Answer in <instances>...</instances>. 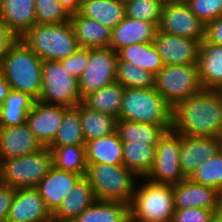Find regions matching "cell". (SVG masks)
<instances>
[{"instance_id":"cell-1","label":"cell","mask_w":222,"mask_h":222,"mask_svg":"<svg viewBox=\"0 0 222 222\" xmlns=\"http://www.w3.org/2000/svg\"><path fill=\"white\" fill-rule=\"evenodd\" d=\"M222 94L203 90L173 107L172 130L185 136L218 137Z\"/></svg>"},{"instance_id":"cell-2","label":"cell","mask_w":222,"mask_h":222,"mask_svg":"<svg viewBox=\"0 0 222 222\" xmlns=\"http://www.w3.org/2000/svg\"><path fill=\"white\" fill-rule=\"evenodd\" d=\"M43 60L19 38L6 53L0 71L12 90L38 100L42 89Z\"/></svg>"},{"instance_id":"cell-3","label":"cell","mask_w":222,"mask_h":222,"mask_svg":"<svg viewBox=\"0 0 222 222\" xmlns=\"http://www.w3.org/2000/svg\"><path fill=\"white\" fill-rule=\"evenodd\" d=\"M139 180L130 203V222H173V185Z\"/></svg>"},{"instance_id":"cell-4","label":"cell","mask_w":222,"mask_h":222,"mask_svg":"<svg viewBox=\"0 0 222 222\" xmlns=\"http://www.w3.org/2000/svg\"><path fill=\"white\" fill-rule=\"evenodd\" d=\"M21 39L43 61L67 58L80 48L70 23L35 24Z\"/></svg>"},{"instance_id":"cell-5","label":"cell","mask_w":222,"mask_h":222,"mask_svg":"<svg viewBox=\"0 0 222 222\" xmlns=\"http://www.w3.org/2000/svg\"><path fill=\"white\" fill-rule=\"evenodd\" d=\"M173 107L155 89L125 88L118 119L172 126Z\"/></svg>"},{"instance_id":"cell-6","label":"cell","mask_w":222,"mask_h":222,"mask_svg":"<svg viewBox=\"0 0 222 222\" xmlns=\"http://www.w3.org/2000/svg\"><path fill=\"white\" fill-rule=\"evenodd\" d=\"M85 177L97 200L119 201L128 205L132 201L136 181H139V177L124 165L106 163H87Z\"/></svg>"},{"instance_id":"cell-7","label":"cell","mask_w":222,"mask_h":222,"mask_svg":"<svg viewBox=\"0 0 222 222\" xmlns=\"http://www.w3.org/2000/svg\"><path fill=\"white\" fill-rule=\"evenodd\" d=\"M53 166L52 151H40L12 159H0V183L14 188L36 187Z\"/></svg>"},{"instance_id":"cell-8","label":"cell","mask_w":222,"mask_h":222,"mask_svg":"<svg viewBox=\"0 0 222 222\" xmlns=\"http://www.w3.org/2000/svg\"><path fill=\"white\" fill-rule=\"evenodd\" d=\"M155 89L172 107L203 91L198 63L164 65L155 75Z\"/></svg>"},{"instance_id":"cell-9","label":"cell","mask_w":222,"mask_h":222,"mask_svg":"<svg viewBox=\"0 0 222 222\" xmlns=\"http://www.w3.org/2000/svg\"><path fill=\"white\" fill-rule=\"evenodd\" d=\"M38 100L68 108L76 107L83 101L78 79L73 77L60 61H43L42 89Z\"/></svg>"},{"instance_id":"cell-10","label":"cell","mask_w":222,"mask_h":222,"mask_svg":"<svg viewBox=\"0 0 222 222\" xmlns=\"http://www.w3.org/2000/svg\"><path fill=\"white\" fill-rule=\"evenodd\" d=\"M181 135L170 130L157 144L148 181L165 185H176L186 177L180 167Z\"/></svg>"},{"instance_id":"cell-11","label":"cell","mask_w":222,"mask_h":222,"mask_svg":"<svg viewBox=\"0 0 222 222\" xmlns=\"http://www.w3.org/2000/svg\"><path fill=\"white\" fill-rule=\"evenodd\" d=\"M118 54L110 47L88 48V65L78 79L82 99L116 81Z\"/></svg>"},{"instance_id":"cell-12","label":"cell","mask_w":222,"mask_h":222,"mask_svg":"<svg viewBox=\"0 0 222 222\" xmlns=\"http://www.w3.org/2000/svg\"><path fill=\"white\" fill-rule=\"evenodd\" d=\"M159 30L200 43L205 39V25L191 12L187 3H164Z\"/></svg>"},{"instance_id":"cell-13","label":"cell","mask_w":222,"mask_h":222,"mask_svg":"<svg viewBox=\"0 0 222 222\" xmlns=\"http://www.w3.org/2000/svg\"><path fill=\"white\" fill-rule=\"evenodd\" d=\"M164 65H190L198 63L200 42L179 37L158 29L153 41Z\"/></svg>"},{"instance_id":"cell-14","label":"cell","mask_w":222,"mask_h":222,"mask_svg":"<svg viewBox=\"0 0 222 222\" xmlns=\"http://www.w3.org/2000/svg\"><path fill=\"white\" fill-rule=\"evenodd\" d=\"M68 107L36 100L27 114L26 123L43 147H49L58 133Z\"/></svg>"},{"instance_id":"cell-15","label":"cell","mask_w":222,"mask_h":222,"mask_svg":"<svg viewBox=\"0 0 222 222\" xmlns=\"http://www.w3.org/2000/svg\"><path fill=\"white\" fill-rule=\"evenodd\" d=\"M7 222H52V214L35 187L16 188Z\"/></svg>"},{"instance_id":"cell-16","label":"cell","mask_w":222,"mask_h":222,"mask_svg":"<svg viewBox=\"0 0 222 222\" xmlns=\"http://www.w3.org/2000/svg\"><path fill=\"white\" fill-rule=\"evenodd\" d=\"M220 145L218 137L181 135L179 158L183 175L190 178L202 162L220 151Z\"/></svg>"},{"instance_id":"cell-17","label":"cell","mask_w":222,"mask_h":222,"mask_svg":"<svg viewBox=\"0 0 222 222\" xmlns=\"http://www.w3.org/2000/svg\"><path fill=\"white\" fill-rule=\"evenodd\" d=\"M173 197L175 210L197 207L213 210L218 214L220 191L194 183L190 178L173 185Z\"/></svg>"},{"instance_id":"cell-18","label":"cell","mask_w":222,"mask_h":222,"mask_svg":"<svg viewBox=\"0 0 222 222\" xmlns=\"http://www.w3.org/2000/svg\"><path fill=\"white\" fill-rule=\"evenodd\" d=\"M81 174L59 170L52 166L48 174L36 185L46 207L53 214L61 205L63 198L82 178Z\"/></svg>"},{"instance_id":"cell-19","label":"cell","mask_w":222,"mask_h":222,"mask_svg":"<svg viewBox=\"0 0 222 222\" xmlns=\"http://www.w3.org/2000/svg\"><path fill=\"white\" fill-rule=\"evenodd\" d=\"M43 148L26 122L22 125L0 127V159L36 153Z\"/></svg>"},{"instance_id":"cell-20","label":"cell","mask_w":222,"mask_h":222,"mask_svg":"<svg viewBox=\"0 0 222 222\" xmlns=\"http://www.w3.org/2000/svg\"><path fill=\"white\" fill-rule=\"evenodd\" d=\"M159 27L152 22L125 16L111 32L110 48L118 53L124 47L138 43H152Z\"/></svg>"},{"instance_id":"cell-21","label":"cell","mask_w":222,"mask_h":222,"mask_svg":"<svg viewBox=\"0 0 222 222\" xmlns=\"http://www.w3.org/2000/svg\"><path fill=\"white\" fill-rule=\"evenodd\" d=\"M96 200L92 186L84 176L63 198L59 208L52 214V222H73Z\"/></svg>"},{"instance_id":"cell-22","label":"cell","mask_w":222,"mask_h":222,"mask_svg":"<svg viewBox=\"0 0 222 222\" xmlns=\"http://www.w3.org/2000/svg\"><path fill=\"white\" fill-rule=\"evenodd\" d=\"M198 66L204 90L220 91L222 89V46L201 42Z\"/></svg>"},{"instance_id":"cell-23","label":"cell","mask_w":222,"mask_h":222,"mask_svg":"<svg viewBox=\"0 0 222 222\" xmlns=\"http://www.w3.org/2000/svg\"><path fill=\"white\" fill-rule=\"evenodd\" d=\"M35 0H1L0 15L18 37L36 24Z\"/></svg>"},{"instance_id":"cell-24","label":"cell","mask_w":222,"mask_h":222,"mask_svg":"<svg viewBox=\"0 0 222 222\" xmlns=\"http://www.w3.org/2000/svg\"><path fill=\"white\" fill-rule=\"evenodd\" d=\"M70 23L81 48L110 47L112 29L79 12L70 16Z\"/></svg>"},{"instance_id":"cell-25","label":"cell","mask_w":222,"mask_h":222,"mask_svg":"<svg viewBox=\"0 0 222 222\" xmlns=\"http://www.w3.org/2000/svg\"><path fill=\"white\" fill-rule=\"evenodd\" d=\"M170 130H172V126H158L116 119L115 131L122 142L144 143L156 148Z\"/></svg>"},{"instance_id":"cell-26","label":"cell","mask_w":222,"mask_h":222,"mask_svg":"<svg viewBox=\"0 0 222 222\" xmlns=\"http://www.w3.org/2000/svg\"><path fill=\"white\" fill-rule=\"evenodd\" d=\"M86 162L123 165L122 141L115 132L85 142Z\"/></svg>"},{"instance_id":"cell-27","label":"cell","mask_w":222,"mask_h":222,"mask_svg":"<svg viewBox=\"0 0 222 222\" xmlns=\"http://www.w3.org/2000/svg\"><path fill=\"white\" fill-rule=\"evenodd\" d=\"M79 13L110 29L126 16L123 0H82Z\"/></svg>"},{"instance_id":"cell-28","label":"cell","mask_w":222,"mask_h":222,"mask_svg":"<svg viewBox=\"0 0 222 222\" xmlns=\"http://www.w3.org/2000/svg\"><path fill=\"white\" fill-rule=\"evenodd\" d=\"M125 88L117 81L90 92L83 103L90 109L102 112L118 119Z\"/></svg>"},{"instance_id":"cell-29","label":"cell","mask_w":222,"mask_h":222,"mask_svg":"<svg viewBox=\"0 0 222 222\" xmlns=\"http://www.w3.org/2000/svg\"><path fill=\"white\" fill-rule=\"evenodd\" d=\"M73 222H130V205L119 201L96 200Z\"/></svg>"},{"instance_id":"cell-30","label":"cell","mask_w":222,"mask_h":222,"mask_svg":"<svg viewBox=\"0 0 222 222\" xmlns=\"http://www.w3.org/2000/svg\"><path fill=\"white\" fill-rule=\"evenodd\" d=\"M35 101L26 93L11 90L0 105V127L24 124Z\"/></svg>"},{"instance_id":"cell-31","label":"cell","mask_w":222,"mask_h":222,"mask_svg":"<svg viewBox=\"0 0 222 222\" xmlns=\"http://www.w3.org/2000/svg\"><path fill=\"white\" fill-rule=\"evenodd\" d=\"M155 150L144 143L122 142L123 165L139 178H145L154 164Z\"/></svg>"},{"instance_id":"cell-32","label":"cell","mask_w":222,"mask_h":222,"mask_svg":"<svg viewBox=\"0 0 222 222\" xmlns=\"http://www.w3.org/2000/svg\"><path fill=\"white\" fill-rule=\"evenodd\" d=\"M117 54L120 60L131 62L136 67H140L153 75H156L164 66L153 42L131 44L121 49Z\"/></svg>"},{"instance_id":"cell-33","label":"cell","mask_w":222,"mask_h":222,"mask_svg":"<svg viewBox=\"0 0 222 222\" xmlns=\"http://www.w3.org/2000/svg\"><path fill=\"white\" fill-rule=\"evenodd\" d=\"M80 120L85 142L115 132V117L90 109L83 102L80 103Z\"/></svg>"},{"instance_id":"cell-34","label":"cell","mask_w":222,"mask_h":222,"mask_svg":"<svg viewBox=\"0 0 222 222\" xmlns=\"http://www.w3.org/2000/svg\"><path fill=\"white\" fill-rule=\"evenodd\" d=\"M69 145H85L80 120V104L65 111L58 133L49 147Z\"/></svg>"},{"instance_id":"cell-35","label":"cell","mask_w":222,"mask_h":222,"mask_svg":"<svg viewBox=\"0 0 222 222\" xmlns=\"http://www.w3.org/2000/svg\"><path fill=\"white\" fill-rule=\"evenodd\" d=\"M52 151L53 166L59 170L75 172L86 176L87 162L85 145L48 147Z\"/></svg>"},{"instance_id":"cell-36","label":"cell","mask_w":222,"mask_h":222,"mask_svg":"<svg viewBox=\"0 0 222 222\" xmlns=\"http://www.w3.org/2000/svg\"><path fill=\"white\" fill-rule=\"evenodd\" d=\"M116 81L124 88H155V75L119 58L116 65Z\"/></svg>"},{"instance_id":"cell-37","label":"cell","mask_w":222,"mask_h":222,"mask_svg":"<svg viewBox=\"0 0 222 222\" xmlns=\"http://www.w3.org/2000/svg\"><path fill=\"white\" fill-rule=\"evenodd\" d=\"M190 179L199 185L211 187L222 192V153L202 162Z\"/></svg>"},{"instance_id":"cell-38","label":"cell","mask_w":222,"mask_h":222,"mask_svg":"<svg viewBox=\"0 0 222 222\" xmlns=\"http://www.w3.org/2000/svg\"><path fill=\"white\" fill-rule=\"evenodd\" d=\"M163 4L162 0H134L125 3V13L131 19L152 22L159 27Z\"/></svg>"},{"instance_id":"cell-39","label":"cell","mask_w":222,"mask_h":222,"mask_svg":"<svg viewBox=\"0 0 222 222\" xmlns=\"http://www.w3.org/2000/svg\"><path fill=\"white\" fill-rule=\"evenodd\" d=\"M37 24H61L70 21V14L58 0H35Z\"/></svg>"},{"instance_id":"cell-40","label":"cell","mask_w":222,"mask_h":222,"mask_svg":"<svg viewBox=\"0 0 222 222\" xmlns=\"http://www.w3.org/2000/svg\"><path fill=\"white\" fill-rule=\"evenodd\" d=\"M186 3L205 26L222 16V0H187Z\"/></svg>"},{"instance_id":"cell-41","label":"cell","mask_w":222,"mask_h":222,"mask_svg":"<svg viewBox=\"0 0 222 222\" xmlns=\"http://www.w3.org/2000/svg\"><path fill=\"white\" fill-rule=\"evenodd\" d=\"M216 215L213 210L191 207L175 210L173 222H212Z\"/></svg>"},{"instance_id":"cell-42","label":"cell","mask_w":222,"mask_h":222,"mask_svg":"<svg viewBox=\"0 0 222 222\" xmlns=\"http://www.w3.org/2000/svg\"><path fill=\"white\" fill-rule=\"evenodd\" d=\"M60 63L73 77L79 79L88 65V48L80 47L72 55L61 59Z\"/></svg>"},{"instance_id":"cell-43","label":"cell","mask_w":222,"mask_h":222,"mask_svg":"<svg viewBox=\"0 0 222 222\" xmlns=\"http://www.w3.org/2000/svg\"><path fill=\"white\" fill-rule=\"evenodd\" d=\"M19 38L10 30L8 24L0 15V64L4 59L6 53L9 51L10 47Z\"/></svg>"},{"instance_id":"cell-44","label":"cell","mask_w":222,"mask_h":222,"mask_svg":"<svg viewBox=\"0 0 222 222\" xmlns=\"http://www.w3.org/2000/svg\"><path fill=\"white\" fill-rule=\"evenodd\" d=\"M16 188L0 183V222H7Z\"/></svg>"},{"instance_id":"cell-45","label":"cell","mask_w":222,"mask_h":222,"mask_svg":"<svg viewBox=\"0 0 222 222\" xmlns=\"http://www.w3.org/2000/svg\"><path fill=\"white\" fill-rule=\"evenodd\" d=\"M202 42H211L222 46V16L205 26V39Z\"/></svg>"},{"instance_id":"cell-46","label":"cell","mask_w":222,"mask_h":222,"mask_svg":"<svg viewBox=\"0 0 222 222\" xmlns=\"http://www.w3.org/2000/svg\"><path fill=\"white\" fill-rule=\"evenodd\" d=\"M58 1L61 3V5L66 9V11L70 15L78 13L82 4V0H58Z\"/></svg>"},{"instance_id":"cell-47","label":"cell","mask_w":222,"mask_h":222,"mask_svg":"<svg viewBox=\"0 0 222 222\" xmlns=\"http://www.w3.org/2000/svg\"><path fill=\"white\" fill-rule=\"evenodd\" d=\"M11 90V86L0 71V105L4 102L5 97L9 94Z\"/></svg>"},{"instance_id":"cell-48","label":"cell","mask_w":222,"mask_h":222,"mask_svg":"<svg viewBox=\"0 0 222 222\" xmlns=\"http://www.w3.org/2000/svg\"><path fill=\"white\" fill-rule=\"evenodd\" d=\"M218 138L222 142V101H221V115H220V130Z\"/></svg>"},{"instance_id":"cell-49","label":"cell","mask_w":222,"mask_h":222,"mask_svg":"<svg viewBox=\"0 0 222 222\" xmlns=\"http://www.w3.org/2000/svg\"><path fill=\"white\" fill-rule=\"evenodd\" d=\"M163 3H186L187 0H162Z\"/></svg>"},{"instance_id":"cell-50","label":"cell","mask_w":222,"mask_h":222,"mask_svg":"<svg viewBox=\"0 0 222 222\" xmlns=\"http://www.w3.org/2000/svg\"><path fill=\"white\" fill-rule=\"evenodd\" d=\"M218 214L222 217V192H220L219 211Z\"/></svg>"},{"instance_id":"cell-51","label":"cell","mask_w":222,"mask_h":222,"mask_svg":"<svg viewBox=\"0 0 222 222\" xmlns=\"http://www.w3.org/2000/svg\"><path fill=\"white\" fill-rule=\"evenodd\" d=\"M212 222H222V217L217 214Z\"/></svg>"},{"instance_id":"cell-52","label":"cell","mask_w":222,"mask_h":222,"mask_svg":"<svg viewBox=\"0 0 222 222\" xmlns=\"http://www.w3.org/2000/svg\"><path fill=\"white\" fill-rule=\"evenodd\" d=\"M124 3H127V2H131V1H134V0H123Z\"/></svg>"},{"instance_id":"cell-53","label":"cell","mask_w":222,"mask_h":222,"mask_svg":"<svg viewBox=\"0 0 222 222\" xmlns=\"http://www.w3.org/2000/svg\"><path fill=\"white\" fill-rule=\"evenodd\" d=\"M220 152L222 153V142H221V145H220Z\"/></svg>"}]
</instances>
